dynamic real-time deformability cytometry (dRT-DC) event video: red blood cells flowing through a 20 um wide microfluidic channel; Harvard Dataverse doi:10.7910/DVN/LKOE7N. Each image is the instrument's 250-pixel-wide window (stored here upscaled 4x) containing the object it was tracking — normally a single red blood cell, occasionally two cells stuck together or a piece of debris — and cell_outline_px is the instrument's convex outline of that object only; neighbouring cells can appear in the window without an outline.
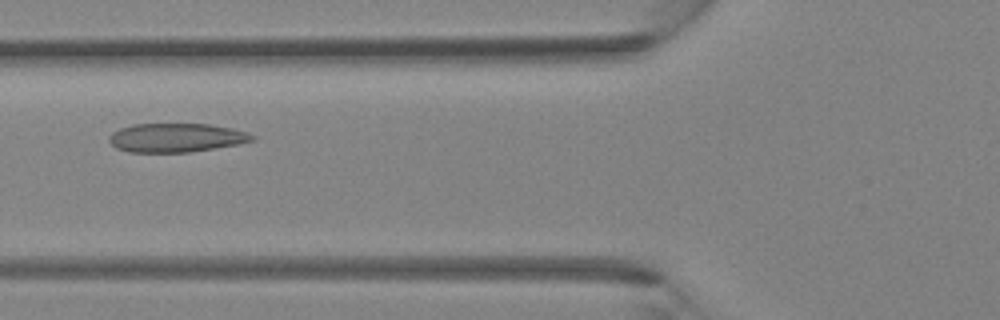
{"species": "Egyptian fruit bat (a non-hibernating species)", "species_latin": "Rousettus aegyptiacus", "temperature_condition": "room temperature", "stored_images_in_passage": 28, "camera_frame_rate_fps": 3000, "um_per_image_px": 0.085, "animal": {"sex": "female"}, "frame": {"image": 1, "passage_image": 3, "time_ms": 0.667, "image_size_px": [1000, 320], "cell_outline_px": [[256, 140], [240, 144], [188, 152], [128, 152], [116, 148], [108, 140], [108, 136], [112, 132], [120, 128], [132, 124], [208, 124], [232, 128], [248, 132], [256, 136]], "centroid_in_image_um": [14.99, 11.7], "position_along_channel_um": 110.8, "area_um2": 24.22}}
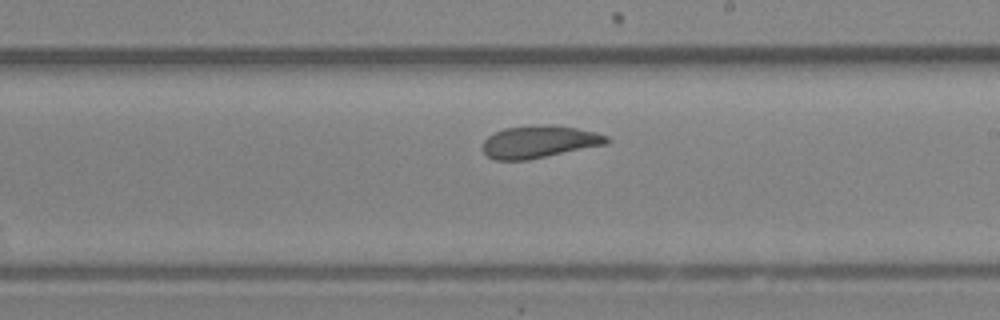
{"frame": {"image": 2, "passage_image": 11, "time_ms": 3.333, "image_size_px": [1000, 320], "cell_outline_px": [[612, 140], [608, 144], [528, 160], [496, 160], [488, 156], [484, 152], [484, 140], [488, 136], [504, 128], [552, 124], [576, 128], [596, 132], [608, 136]], "centroid_in_image_um": [45.89, 12.05], "position_along_channel_um": 243.1, "area_um2": 23.35}}
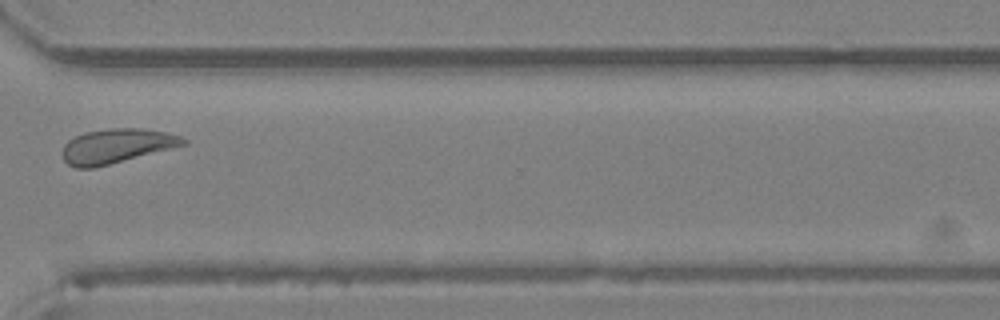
{"frame": {"image": 3, "passage_image": 18, "time_ms": 5.667, "image_size_px": [1000, 320], "cell_outline_px": [[188, 144], [92, 168], [76, 168], [68, 164], [64, 160], [60, 152], [64, 144], [68, 140], [76, 136], [88, 132], [112, 128], [140, 128], [164, 132], [180, 136], [188, 140]], "centroid_in_image_um": [9.88, 12.41], "position_along_channel_um": 360.7, "area_um2": 23.99}}